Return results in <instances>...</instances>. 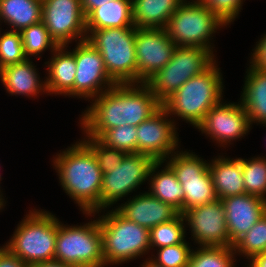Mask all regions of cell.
Masks as SVG:
<instances>
[{"label": "cell", "instance_id": "cell-6", "mask_svg": "<svg viewBox=\"0 0 266 267\" xmlns=\"http://www.w3.org/2000/svg\"><path fill=\"white\" fill-rule=\"evenodd\" d=\"M87 39L101 54L116 84H137L136 27L86 29Z\"/></svg>", "mask_w": 266, "mask_h": 267}, {"label": "cell", "instance_id": "cell-38", "mask_svg": "<svg viewBox=\"0 0 266 267\" xmlns=\"http://www.w3.org/2000/svg\"><path fill=\"white\" fill-rule=\"evenodd\" d=\"M261 36L252 49L253 52H251L248 62L252 66L266 71V34Z\"/></svg>", "mask_w": 266, "mask_h": 267}, {"label": "cell", "instance_id": "cell-1", "mask_svg": "<svg viewBox=\"0 0 266 267\" xmlns=\"http://www.w3.org/2000/svg\"><path fill=\"white\" fill-rule=\"evenodd\" d=\"M90 104L82 111L78 123L83 137L96 138L111 128L138 126L162 106L145 83L116 84Z\"/></svg>", "mask_w": 266, "mask_h": 267}, {"label": "cell", "instance_id": "cell-18", "mask_svg": "<svg viewBox=\"0 0 266 267\" xmlns=\"http://www.w3.org/2000/svg\"><path fill=\"white\" fill-rule=\"evenodd\" d=\"M222 200L229 234V247L246 234L266 213V200L243 193Z\"/></svg>", "mask_w": 266, "mask_h": 267}, {"label": "cell", "instance_id": "cell-15", "mask_svg": "<svg viewBox=\"0 0 266 267\" xmlns=\"http://www.w3.org/2000/svg\"><path fill=\"white\" fill-rule=\"evenodd\" d=\"M136 128L137 153L151 156L155 161H164L181 146L179 127L163 106Z\"/></svg>", "mask_w": 266, "mask_h": 267}, {"label": "cell", "instance_id": "cell-34", "mask_svg": "<svg viewBox=\"0 0 266 267\" xmlns=\"http://www.w3.org/2000/svg\"><path fill=\"white\" fill-rule=\"evenodd\" d=\"M0 28V69L5 66L23 62L24 54L20 31L7 30L1 34Z\"/></svg>", "mask_w": 266, "mask_h": 267}, {"label": "cell", "instance_id": "cell-36", "mask_svg": "<svg viewBox=\"0 0 266 267\" xmlns=\"http://www.w3.org/2000/svg\"><path fill=\"white\" fill-rule=\"evenodd\" d=\"M83 141L92 149L102 173H110V168L120 164L128 154L103 144L96 137H82Z\"/></svg>", "mask_w": 266, "mask_h": 267}, {"label": "cell", "instance_id": "cell-40", "mask_svg": "<svg viewBox=\"0 0 266 267\" xmlns=\"http://www.w3.org/2000/svg\"><path fill=\"white\" fill-rule=\"evenodd\" d=\"M108 1L113 0H81V8L84 13L85 18L100 5H104Z\"/></svg>", "mask_w": 266, "mask_h": 267}, {"label": "cell", "instance_id": "cell-8", "mask_svg": "<svg viewBox=\"0 0 266 267\" xmlns=\"http://www.w3.org/2000/svg\"><path fill=\"white\" fill-rule=\"evenodd\" d=\"M225 27L227 25L199 0H185L164 29L176 46L206 48L214 54L212 37Z\"/></svg>", "mask_w": 266, "mask_h": 267}, {"label": "cell", "instance_id": "cell-16", "mask_svg": "<svg viewBox=\"0 0 266 267\" xmlns=\"http://www.w3.org/2000/svg\"><path fill=\"white\" fill-rule=\"evenodd\" d=\"M182 215L186 228H189L186 230L191 231L193 243L198 246L229 247L226 215L221 199L192 207Z\"/></svg>", "mask_w": 266, "mask_h": 267}, {"label": "cell", "instance_id": "cell-19", "mask_svg": "<svg viewBox=\"0 0 266 267\" xmlns=\"http://www.w3.org/2000/svg\"><path fill=\"white\" fill-rule=\"evenodd\" d=\"M139 193L130 196L126 202L119 203V206H114L127 220L150 230L161 223L171 221L179 214L171 205L155 198L148 191Z\"/></svg>", "mask_w": 266, "mask_h": 267}, {"label": "cell", "instance_id": "cell-43", "mask_svg": "<svg viewBox=\"0 0 266 267\" xmlns=\"http://www.w3.org/2000/svg\"><path fill=\"white\" fill-rule=\"evenodd\" d=\"M142 261H144V262H142V264L139 267H163V266H160V265L156 264L150 258H146V259H144Z\"/></svg>", "mask_w": 266, "mask_h": 267}, {"label": "cell", "instance_id": "cell-45", "mask_svg": "<svg viewBox=\"0 0 266 267\" xmlns=\"http://www.w3.org/2000/svg\"><path fill=\"white\" fill-rule=\"evenodd\" d=\"M6 205H4L1 201H0V212L2 211V209L4 210V207H5Z\"/></svg>", "mask_w": 266, "mask_h": 267}, {"label": "cell", "instance_id": "cell-33", "mask_svg": "<svg viewBox=\"0 0 266 267\" xmlns=\"http://www.w3.org/2000/svg\"><path fill=\"white\" fill-rule=\"evenodd\" d=\"M103 144L125 151L137 153V128L134 125L119 126L106 130L99 138Z\"/></svg>", "mask_w": 266, "mask_h": 267}, {"label": "cell", "instance_id": "cell-23", "mask_svg": "<svg viewBox=\"0 0 266 267\" xmlns=\"http://www.w3.org/2000/svg\"><path fill=\"white\" fill-rule=\"evenodd\" d=\"M240 101L248 114V120L259 125L266 123V71L249 64L246 69Z\"/></svg>", "mask_w": 266, "mask_h": 267}, {"label": "cell", "instance_id": "cell-30", "mask_svg": "<svg viewBox=\"0 0 266 267\" xmlns=\"http://www.w3.org/2000/svg\"><path fill=\"white\" fill-rule=\"evenodd\" d=\"M20 34L24 54L29 59L34 57L40 60L43 52L50 50V53H53L58 47L42 21L22 29Z\"/></svg>", "mask_w": 266, "mask_h": 267}, {"label": "cell", "instance_id": "cell-41", "mask_svg": "<svg viewBox=\"0 0 266 267\" xmlns=\"http://www.w3.org/2000/svg\"><path fill=\"white\" fill-rule=\"evenodd\" d=\"M247 262L251 267H266V252L253 256Z\"/></svg>", "mask_w": 266, "mask_h": 267}, {"label": "cell", "instance_id": "cell-10", "mask_svg": "<svg viewBox=\"0 0 266 267\" xmlns=\"http://www.w3.org/2000/svg\"><path fill=\"white\" fill-rule=\"evenodd\" d=\"M189 151L176 150L164 160L175 172L182 185L183 212L217 199L209 172V162L195 152Z\"/></svg>", "mask_w": 266, "mask_h": 267}, {"label": "cell", "instance_id": "cell-5", "mask_svg": "<svg viewBox=\"0 0 266 267\" xmlns=\"http://www.w3.org/2000/svg\"><path fill=\"white\" fill-rule=\"evenodd\" d=\"M13 233L3 246L28 266L54 260L57 217L52 212L29 210Z\"/></svg>", "mask_w": 266, "mask_h": 267}, {"label": "cell", "instance_id": "cell-12", "mask_svg": "<svg viewBox=\"0 0 266 267\" xmlns=\"http://www.w3.org/2000/svg\"><path fill=\"white\" fill-rule=\"evenodd\" d=\"M42 22L58 46L87 39L81 0H42Z\"/></svg>", "mask_w": 266, "mask_h": 267}, {"label": "cell", "instance_id": "cell-7", "mask_svg": "<svg viewBox=\"0 0 266 267\" xmlns=\"http://www.w3.org/2000/svg\"><path fill=\"white\" fill-rule=\"evenodd\" d=\"M83 215L93 219L70 226L57 218L54 260L77 267H105L98 217L95 213Z\"/></svg>", "mask_w": 266, "mask_h": 267}, {"label": "cell", "instance_id": "cell-27", "mask_svg": "<svg viewBox=\"0 0 266 267\" xmlns=\"http://www.w3.org/2000/svg\"><path fill=\"white\" fill-rule=\"evenodd\" d=\"M135 27L132 0H113L94 9L86 17V29Z\"/></svg>", "mask_w": 266, "mask_h": 267}, {"label": "cell", "instance_id": "cell-22", "mask_svg": "<svg viewBox=\"0 0 266 267\" xmlns=\"http://www.w3.org/2000/svg\"><path fill=\"white\" fill-rule=\"evenodd\" d=\"M209 172L217 199L245 193L240 157L217 155L209 161Z\"/></svg>", "mask_w": 266, "mask_h": 267}, {"label": "cell", "instance_id": "cell-11", "mask_svg": "<svg viewBox=\"0 0 266 267\" xmlns=\"http://www.w3.org/2000/svg\"><path fill=\"white\" fill-rule=\"evenodd\" d=\"M156 161L141 153H128L120 164L103 173L100 189V211L110 209L126 199L148 181L152 165ZM137 189V190H136Z\"/></svg>", "mask_w": 266, "mask_h": 267}, {"label": "cell", "instance_id": "cell-28", "mask_svg": "<svg viewBox=\"0 0 266 267\" xmlns=\"http://www.w3.org/2000/svg\"><path fill=\"white\" fill-rule=\"evenodd\" d=\"M233 247L198 246L192 248L188 267H236Z\"/></svg>", "mask_w": 266, "mask_h": 267}, {"label": "cell", "instance_id": "cell-39", "mask_svg": "<svg viewBox=\"0 0 266 267\" xmlns=\"http://www.w3.org/2000/svg\"><path fill=\"white\" fill-rule=\"evenodd\" d=\"M0 267H29L5 246H0Z\"/></svg>", "mask_w": 266, "mask_h": 267}, {"label": "cell", "instance_id": "cell-13", "mask_svg": "<svg viewBox=\"0 0 266 267\" xmlns=\"http://www.w3.org/2000/svg\"><path fill=\"white\" fill-rule=\"evenodd\" d=\"M223 102L224 99L212 107L196 129L207 138L210 137L218 146L225 148L245 137L252 127L240 100L238 103Z\"/></svg>", "mask_w": 266, "mask_h": 267}, {"label": "cell", "instance_id": "cell-32", "mask_svg": "<svg viewBox=\"0 0 266 267\" xmlns=\"http://www.w3.org/2000/svg\"><path fill=\"white\" fill-rule=\"evenodd\" d=\"M236 257L250 260L253 256L266 252V213L249 231L233 244Z\"/></svg>", "mask_w": 266, "mask_h": 267}, {"label": "cell", "instance_id": "cell-42", "mask_svg": "<svg viewBox=\"0 0 266 267\" xmlns=\"http://www.w3.org/2000/svg\"><path fill=\"white\" fill-rule=\"evenodd\" d=\"M29 267H77V266L64 264L57 260H52V261H45V262L31 264L29 265Z\"/></svg>", "mask_w": 266, "mask_h": 267}, {"label": "cell", "instance_id": "cell-35", "mask_svg": "<svg viewBox=\"0 0 266 267\" xmlns=\"http://www.w3.org/2000/svg\"><path fill=\"white\" fill-rule=\"evenodd\" d=\"M191 246L189 242L185 241L180 244L158 248L155 249L157 256L152 252L149 258L163 267H188L192 252Z\"/></svg>", "mask_w": 266, "mask_h": 267}, {"label": "cell", "instance_id": "cell-24", "mask_svg": "<svg viewBox=\"0 0 266 267\" xmlns=\"http://www.w3.org/2000/svg\"><path fill=\"white\" fill-rule=\"evenodd\" d=\"M148 182L149 190L147 191L151 195L171 205L180 214L183 213L184 191L175 172L166 162L156 161L152 165Z\"/></svg>", "mask_w": 266, "mask_h": 267}, {"label": "cell", "instance_id": "cell-20", "mask_svg": "<svg viewBox=\"0 0 266 267\" xmlns=\"http://www.w3.org/2000/svg\"><path fill=\"white\" fill-rule=\"evenodd\" d=\"M69 45L58 46L51 58L46 61L44 77L47 95H63L74 98V80L76 75V61L73 49Z\"/></svg>", "mask_w": 266, "mask_h": 267}, {"label": "cell", "instance_id": "cell-21", "mask_svg": "<svg viewBox=\"0 0 266 267\" xmlns=\"http://www.w3.org/2000/svg\"><path fill=\"white\" fill-rule=\"evenodd\" d=\"M33 58L11 64L0 69V81L9 95L38 98L37 96L48 94L45 80L41 79Z\"/></svg>", "mask_w": 266, "mask_h": 267}, {"label": "cell", "instance_id": "cell-44", "mask_svg": "<svg viewBox=\"0 0 266 267\" xmlns=\"http://www.w3.org/2000/svg\"><path fill=\"white\" fill-rule=\"evenodd\" d=\"M1 181H2V177H1V173H0V184H1ZM2 192L3 191L1 190V186H0V201L5 205L6 204V200H5V197L3 196L5 194H3Z\"/></svg>", "mask_w": 266, "mask_h": 267}, {"label": "cell", "instance_id": "cell-29", "mask_svg": "<svg viewBox=\"0 0 266 267\" xmlns=\"http://www.w3.org/2000/svg\"><path fill=\"white\" fill-rule=\"evenodd\" d=\"M186 224L182 214L149 230L150 249L154 250L186 241Z\"/></svg>", "mask_w": 266, "mask_h": 267}, {"label": "cell", "instance_id": "cell-4", "mask_svg": "<svg viewBox=\"0 0 266 267\" xmlns=\"http://www.w3.org/2000/svg\"><path fill=\"white\" fill-rule=\"evenodd\" d=\"M99 212H103L102 215ZM95 214L99 216L106 266L127 264L146 255V258L150 257L149 229L127 220L115 208Z\"/></svg>", "mask_w": 266, "mask_h": 267}, {"label": "cell", "instance_id": "cell-2", "mask_svg": "<svg viewBox=\"0 0 266 267\" xmlns=\"http://www.w3.org/2000/svg\"><path fill=\"white\" fill-rule=\"evenodd\" d=\"M59 184L82 213L100 211L103 173L92 149L81 139L52 157Z\"/></svg>", "mask_w": 266, "mask_h": 267}, {"label": "cell", "instance_id": "cell-17", "mask_svg": "<svg viewBox=\"0 0 266 267\" xmlns=\"http://www.w3.org/2000/svg\"><path fill=\"white\" fill-rule=\"evenodd\" d=\"M176 45L161 28H136L137 84L145 83L170 60Z\"/></svg>", "mask_w": 266, "mask_h": 267}, {"label": "cell", "instance_id": "cell-25", "mask_svg": "<svg viewBox=\"0 0 266 267\" xmlns=\"http://www.w3.org/2000/svg\"><path fill=\"white\" fill-rule=\"evenodd\" d=\"M185 0H132L136 28L164 29L168 20Z\"/></svg>", "mask_w": 266, "mask_h": 267}, {"label": "cell", "instance_id": "cell-14", "mask_svg": "<svg viewBox=\"0 0 266 267\" xmlns=\"http://www.w3.org/2000/svg\"><path fill=\"white\" fill-rule=\"evenodd\" d=\"M73 55L76 61L74 98L89 102L116 85L105 69L101 54L88 40L76 42Z\"/></svg>", "mask_w": 266, "mask_h": 267}, {"label": "cell", "instance_id": "cell-3", "mask_svg": "<svg viewBox=\"0 0 266 267\" xmlns=\"http://www.w3.org/2000/svg\"><path fill=\"white\" fill-rule=\"evenodd\" d=\"M218 65L216 60L203 73L191 77L162 104L176 124L177 117L197 128L208 111L223 99L225 86Z\"/></svg>", "mask_w": 266, "mask_h": 267}, {"label": "cell", "instance_id": "cell-26", "mask_svg": "<svg viewBox=\"0 0 266 267\" xmlns=\"http://www.w3.org/2000/svg\"><path fill=\"white\" fill-rule=\"evenodd\" d=\"M42 21V0H0V22L10 26L11 31Z\"/></svg>", "mask_w": 266, "mask_h": 267}, {"label": "cell", "instance_id": "cell-37", "mask_svg": "<svg viewBox=\"0 0 266 267\" xmlns=\"http://www.w3.org/2000/svg\"><path fill=\"white\" fill-rule=\"evenodd\" d=\"M227 26L239 17L245 0H199Z\"/></svg>", "mask_w": 266, "mask_h": 267}, {"label": "cell", "instance_id": "cell-31", "mask_svg": "<svg viewBox=\"0 0 266 267\" xmlns=\"http://www.w3.org/2000/svg\"><path fill=\"white\" fill-rule=\"evenodd\" d=\"M245 193L266 200V157L241 158Z\"/></svg>", "mask_w": 266, "mask_h": 267}, {"label": "cell", "instance_id": "cell-9", "mask_svg": "<svg viewBox=\"0 0 266 267\" xmlns=\"http://www.w3.org/2000/svg\"><path fill=\"white\" fill-rule=\"evenodd\" d=\"M216 61V55L201 47L176 46L171 60L145 84L163 104L187 80L203 73Z\"/></svg>", "mask_w": 266, "mask_h": 267}]
</instances>
